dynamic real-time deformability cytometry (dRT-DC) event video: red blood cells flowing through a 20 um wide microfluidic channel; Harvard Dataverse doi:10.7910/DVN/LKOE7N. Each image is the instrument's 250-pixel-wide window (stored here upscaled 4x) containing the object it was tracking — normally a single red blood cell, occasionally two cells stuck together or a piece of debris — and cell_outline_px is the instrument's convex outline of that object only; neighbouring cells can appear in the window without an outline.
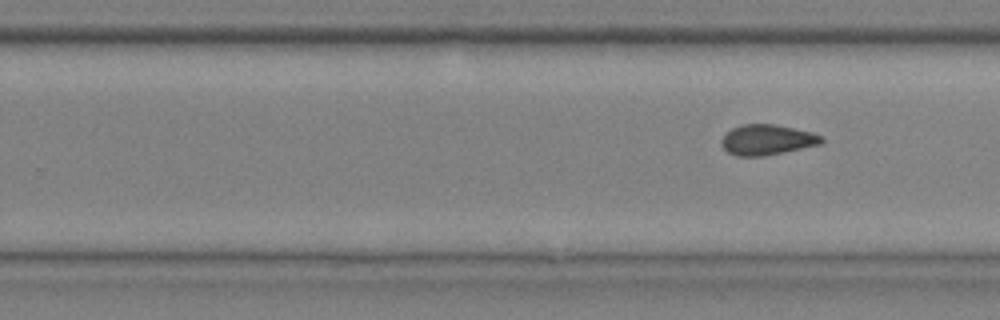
{"species": "common noctule bat (a hibernating species)", "species_latin": "Nyctalus noctula", "temperature_condition": "cold", "stored_images_in_passage": 10, "segment_of_instrument_passage": [2, 2], "camera_frame_rate_fps": 3000, "um_per_image_px": 0.085, "animal": {"sex": "male", "body_mass_g": 20.4}, "frame": {"image": 1, "passage_image": 10, "time_ms": 3.0, "image_size_px": [1000, 320], "cell_outline_px": [[824, 140], [820, 144], [784, 152], [764, 156], [736, 156], [728, 152], [724, 148], [720, 140], [732, 128], [740, 124], [772, 124], [812, 132], [824, 136]], "centroid_in_image_um": [65.2, 11.88], "position_along_channel_um": 264.6, "area_um2": 17.63}}